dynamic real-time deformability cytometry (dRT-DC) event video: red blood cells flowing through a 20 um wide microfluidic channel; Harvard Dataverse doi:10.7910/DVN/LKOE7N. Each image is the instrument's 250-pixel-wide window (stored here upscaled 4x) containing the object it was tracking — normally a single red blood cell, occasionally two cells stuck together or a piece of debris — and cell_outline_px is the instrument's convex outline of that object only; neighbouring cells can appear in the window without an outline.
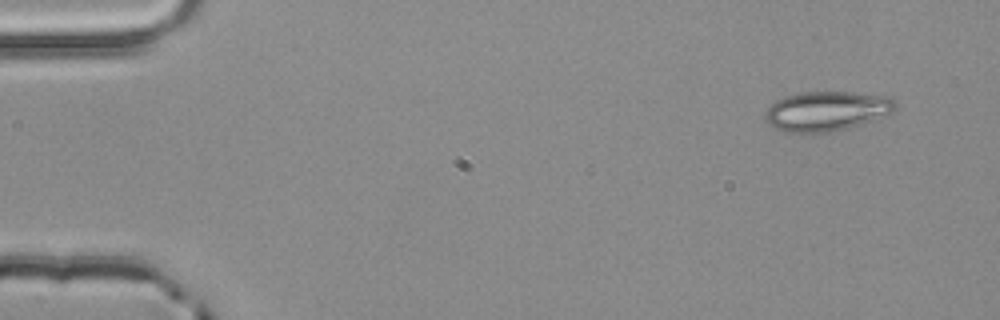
{"species": "common noctule bat (a hibernating species)", "species_latin": "Nyctalus noctula", "temperature_condition": "room temperature", "stored_images_in_passage": 4, "camera_frame_rate_fps": 3000, "um_per_image_px": 0.085, "animal": {"sex": "male", "body_mass_g": 20.4}, "frame": {"image": 1, "passage_image": 4, "time_ms": 1.0, "image_size_px": [1000, 320], "cell_outline_px": [[896, 108], [892, 112], [860, 124], [848, 128], [828, 132], [784, 132], [768, 124], [764, 120], [764, 112], [776, 100], [784, 96], [800, 92], [852, 92], [888, 96], [896, 100]], "centroid_in_image_um": [70.23, 9.43], "position_along_channel_um": 14.8, "area_um2": 30.06}}